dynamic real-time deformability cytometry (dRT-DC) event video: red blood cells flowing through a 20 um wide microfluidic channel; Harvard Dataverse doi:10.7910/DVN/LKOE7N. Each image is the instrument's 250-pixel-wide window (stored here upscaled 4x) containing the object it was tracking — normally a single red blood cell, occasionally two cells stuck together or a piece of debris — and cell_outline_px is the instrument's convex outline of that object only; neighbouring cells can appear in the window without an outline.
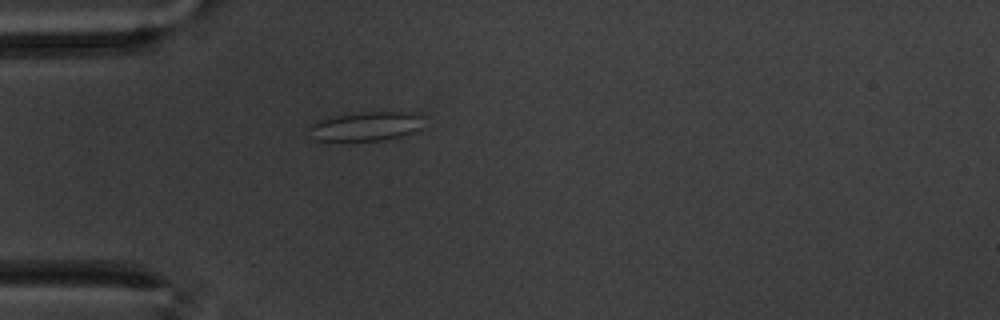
{"species": "common noctule bat (a hibernating species)", "species_latin": "Nyctalus noctula", "temperature_condition": "warm", "stored_images_in_passage": 42, "camera_frame_rate_fps": 3000, "um_per_image_px": 0.085, "animal": {"sex": "male", "body_mass_g": 20.1, "forearm_length_mm": 53.5}, "frame": {"image": 1, "passage_image": 1, "time_ms": 0.0, "image_size_px": [1000, 320], "cell_outline_px": [[420, 132], [384, 140], [316, 140], [308, 128], [308, 124], [316, 120], [332, 116], [360, 112], [408, 112], [420, 116]], "centroid_in_image_um": [31.08, 10.73], "position_along_channel_um": 53.9, "area_um2": 19.42}}
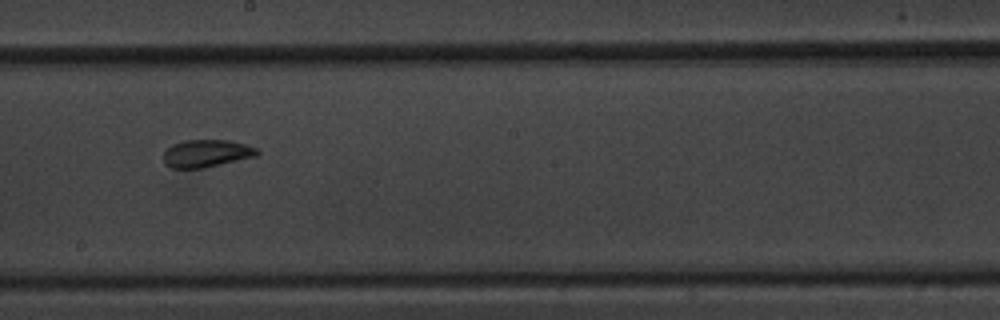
{"frame": {"image": 2, "passage_image": 17, "time_ms": 5.333, "image_size_px": [1000, 320], "cell_outline_px": [[260, 152], [256, 156], [204, 168], [172, 168], [164, 164], [164, 152], [172, 144], [184, 140], [228, 140], [244, 144], [256, 148]], "centroid_in_image_um": [17.53, 13.04], "position_along_channel_um": 230.7, "area_um2": 14.97}}
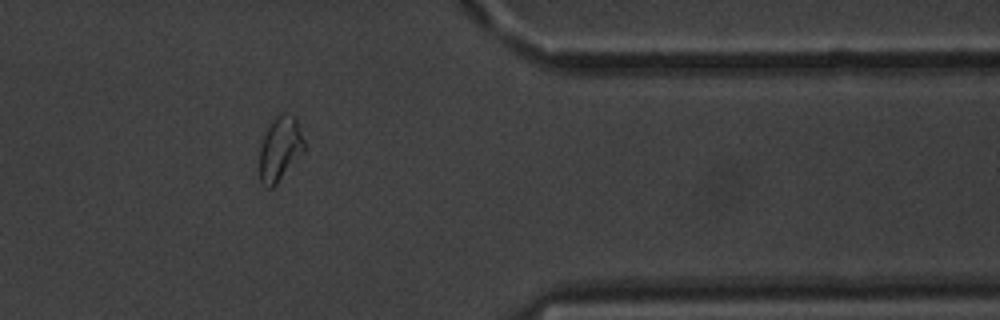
{"frame": {"image": 3, "passage_image": 32, "time_ms": 10.333, "image_size_px": [1000, 320], "cell_outline_px": [[304, 152], [276, 184], [272, 188], [264, 188], [260, 180], [260, 144], [272, 120], [276, 116], [296, 116], [304, 140]], "centroid_in_image_um": [23.8, 12.69], "position_along_channel_um": 387.6, "area_um2": 16.53}, "authors_computed_cell_mechanics": {"area_um2": 15.5482, "velocity_mm_per_s": 3.4528, "shape_relaxation_time_tau1_ms": null, "shape_relaxation_time_tau2_ms": 1.0821, "deformation_change_tau1": null, "deformation_change_tau2": 0.0485}}